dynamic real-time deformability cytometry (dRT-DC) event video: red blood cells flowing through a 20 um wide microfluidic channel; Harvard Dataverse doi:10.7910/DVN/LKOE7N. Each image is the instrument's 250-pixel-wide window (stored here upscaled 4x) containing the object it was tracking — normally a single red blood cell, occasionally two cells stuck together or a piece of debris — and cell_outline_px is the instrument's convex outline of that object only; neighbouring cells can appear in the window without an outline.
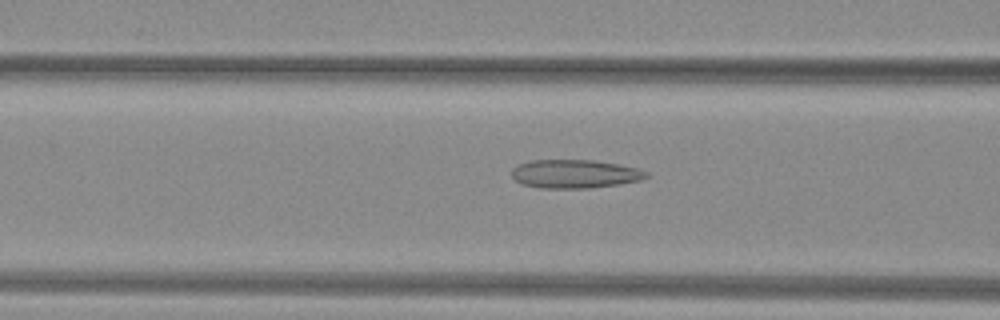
{"species": "common noctule bat (a hibernating species)", "species_latin": "Nyctalus noctula", "temperature_condition": "warm", "stored_images_in_passage": 52, "camera_frame_rate_fps": 3000, "um_per_image_px": 0.085, "animal": {"sex": "female", "body_mass_g": 29.2, "forearm_length_mm": 56.3}, "frame": {"image": 1, "passage_image": 22, "time_ms": 7.0, "image_size_px": [1000, 320], "cell_outline_px": [[652, 176], [640, 180], [620, 184], [588, 188], [540, 188], [524, 184], [516, 180], [512, 176], [512, 168], [520, 164], [532, 160], [592, 160], [616, 164], [636, 168], [648, 172]], "centroid_in_image_um": [48.89, 14.78], "position_along_channel_um": 117.7, "area_um2": 22.25}}
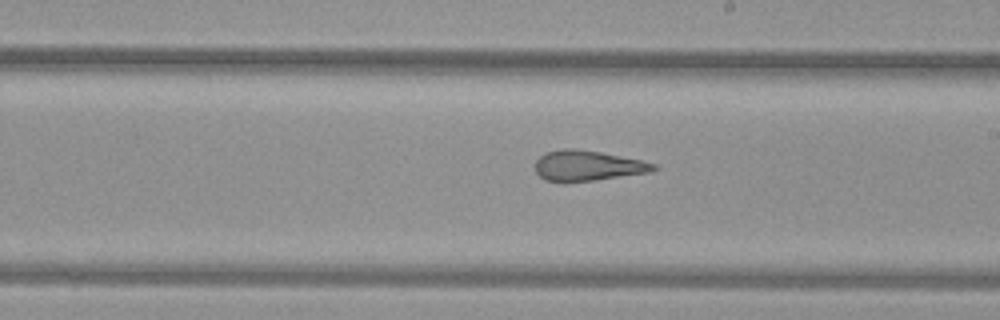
{"frame": {"image": 2, "passage_image": 31, "time_ms": 10.0, "image_size_px": [1000, 320], "cell_outline_px": [[660, 168], [652, 172], [596, 180], [544, 180], [536, 172], [536, 160], [544, 152], [560, 148], [572, 148], [600, 152], [640, 160], [656, 164]], "centroid_in_image_um": [49.98, 14.06], "position_along_channel_um": 239.0, "area_um2": 20.69}}
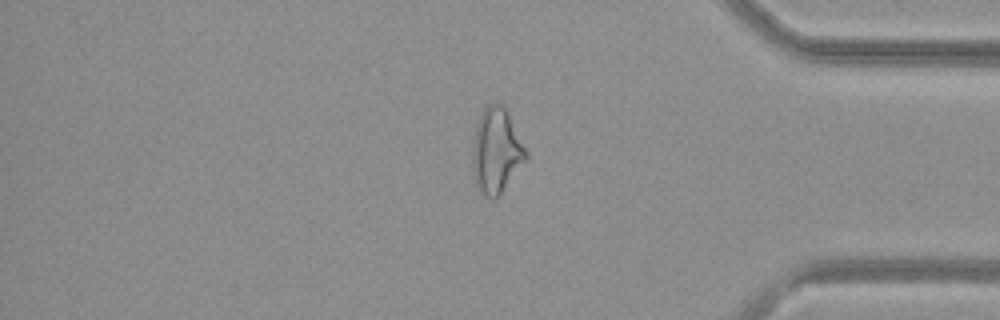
{"frame": {"image": 3, "passage_image": 44, "time_ms": 14.333, "image_size_px": [1000, 320], "cell_outline_px": [[528, 160], [500, 192], [492, 200], [480, 192], [476, 184], [472, 172], [472, 140], [480, 112], [488, 104], [504, 104], [528, 152]], "centroid_in_image_um": [42.18, 12.79], "position_along_channel_um": 393.0, "area_um2": 26.76}, "authors_computed_cell_mechanics": {"area_um2": 26.3857, "velocity_mm_per_s": 4.0452, "shape_relaxation_time_tau1_ms": null, "shape_relaxation_time_tau2_ms": 2.1419, "deformation_change_tau1": null, "deformation_change_tau2": 0.1389}}